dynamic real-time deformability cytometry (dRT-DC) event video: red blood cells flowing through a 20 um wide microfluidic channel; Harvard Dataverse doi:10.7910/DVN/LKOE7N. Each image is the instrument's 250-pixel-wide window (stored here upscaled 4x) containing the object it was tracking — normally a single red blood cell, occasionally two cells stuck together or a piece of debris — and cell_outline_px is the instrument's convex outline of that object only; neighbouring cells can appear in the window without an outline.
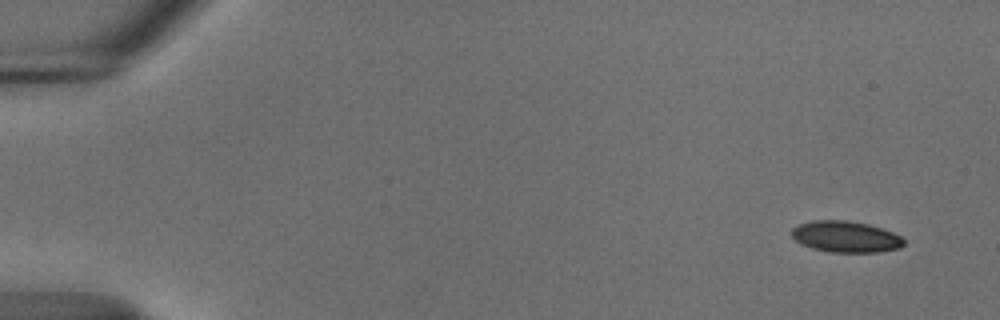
{"species": "common noctule bat (a hibernating species)", "species_latin": "Nyctalus noctula", "temperature_condition": "cold", "stored_images_in_passage": 16, "camera_frame_rate_fps": 3000, "um_per_image_px": 0.085, "animal": {"sex": "male", "body_mass_g": 18.8}, "frame": {"image": 1, "passage_image": 1, "time_ms": 0.0, "image_size_px": [1000, 320], "cell_outline_px": [[904, 244], [896, 248], [876, 252], [828, 252], [812, 248], [800, 244], [792, 236], [792, 228], [800, 224], [812, 220], [844, 220], [868, 224], [892, 232], [900, 236], [904, 240]], "centroid_in_image_um": [71.84, 20.12], "position_along_channel_um": 13.2, "area_um2": 20.23}}
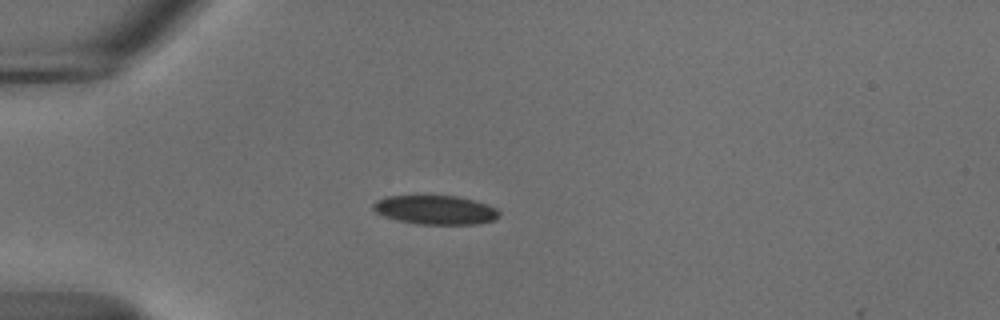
{"frame": {"image": 2, "passage_image": 13, "time_ms": 4.0, "image_size_px": [1000, 320], "cell_outline_px": [[500, 216], [492, 220], [476, 224], [416, 224], [384, 216], [376, 212], [372, 208], [372, 204], [376, 200], [384, 196], [416, 192], [456, 196], [488, 204], [496, 208], [500, 212]], "centroid_in_image_um": [36.93, 17.78], "position_along_channel_um": 48.1, "area_um2": 22.25}}